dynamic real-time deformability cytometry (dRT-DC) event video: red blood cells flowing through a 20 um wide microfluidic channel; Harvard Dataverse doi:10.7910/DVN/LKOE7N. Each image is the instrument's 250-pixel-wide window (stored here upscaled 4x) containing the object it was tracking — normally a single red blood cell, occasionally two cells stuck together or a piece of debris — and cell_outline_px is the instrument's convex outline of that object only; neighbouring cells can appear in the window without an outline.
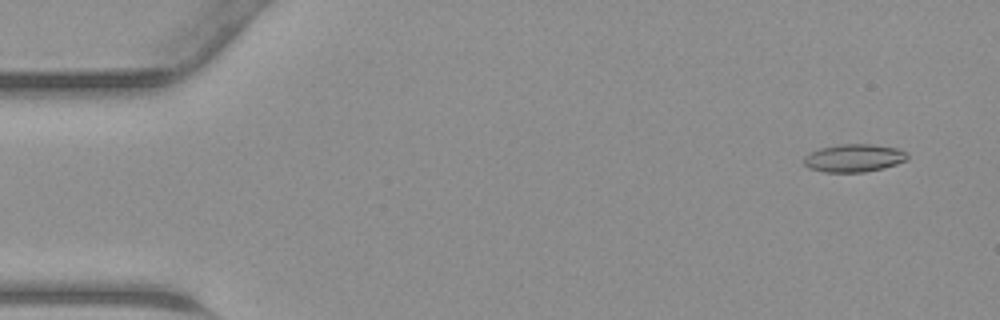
{"species": "common noctule bat (a hibernating species)", "species_latin": "Nyctalus noctula", "temperature_condition": "warm", "stored_images_in_passage": 45, "camera_frame_rate_fps": 3000, "um_per_image_px": 0.085, "animal": {"sex": "male", "body_mass_g": 23.1, "forearm_length_mm": 52.7}, "frame": {"image": 1, "passage_image": 3, "time_ms": 0.667, "image_size_px": [1000, 320], "cell_outline_px": [[908, 160], [884, 168], [864, 172], [824, 172], [808, 168], [804, 164], [804, 156], [808, 152], [820, 148], [840, 144], [872, 144], [900, 148], [908, 152]], "centroid_in_image_um": [72.6, 13.42], "position_along_channel_um": 12.4, "area_um2": 17.11}}
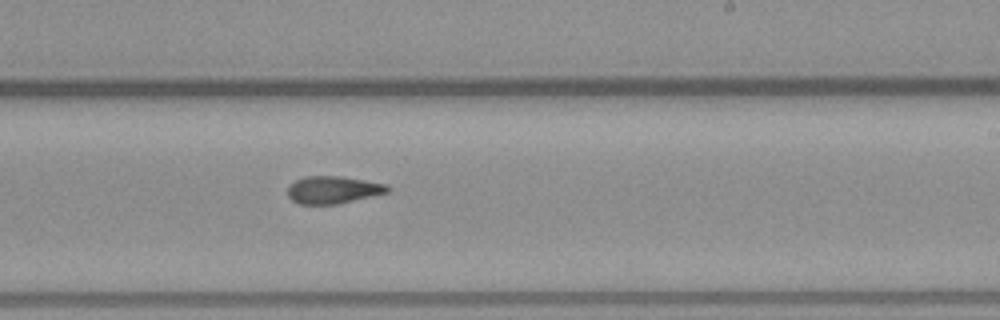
{"frame": {"image": 2, "passage_image": 27, "time_ms": 8.667, "image_size_px": [1000, 320], "cell_outline_px": [[392, 188], [388, 192], [336, 204], [300, 204], [292, 200], [288, 196], [288, 184], [304, 176], [340, 176], [388, 184]], "centroid_in_image_um": [28.3, 16.12], "position_along_channel_um": 260.7, "area_um2": 15.95}}
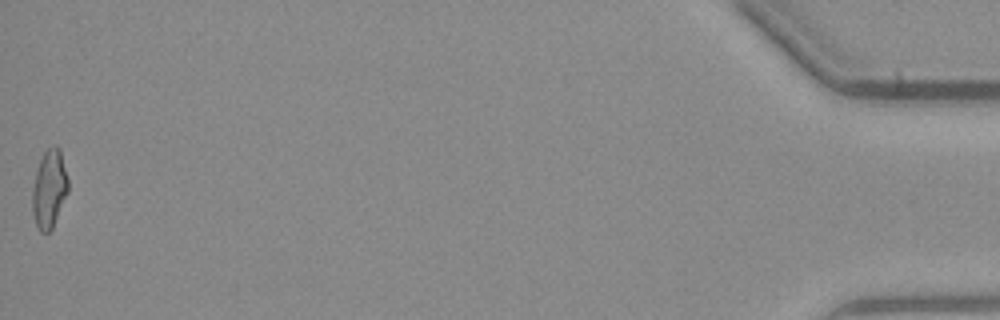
{"frame": {"image": 3, "passage_image": 45, "time_ms": 14.667, "image_size_px": [1000, 320], "cell_outline_px": [[68, 192], [52, 228], [48, 232], [40, 232], [36, 224], [32, 212], [32, 188], [36, 172], [40, 160], [44, 152], [48, 148], [56, 144], [60, 148], [68, 180]], "centroid_in_image_um": [4.18, 16.04], "position_along_channel_um": 431.0, "area_um2": 16.24}}